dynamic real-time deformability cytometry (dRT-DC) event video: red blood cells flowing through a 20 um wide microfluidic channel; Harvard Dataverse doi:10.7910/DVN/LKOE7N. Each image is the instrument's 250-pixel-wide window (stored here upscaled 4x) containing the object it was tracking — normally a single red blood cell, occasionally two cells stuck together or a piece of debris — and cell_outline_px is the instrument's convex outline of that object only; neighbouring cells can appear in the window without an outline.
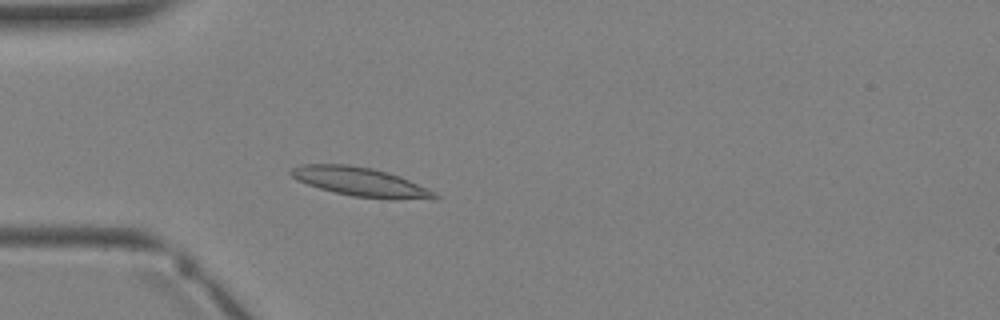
{"species": "Egyptian fruit bat (a non-hibernating species)", "species_latin": "Rousettus aegyptiacus", "temperature_condition": "warm", "stored_images_in_passage": 2, "camera_frame_rate_fps": 3000, "um_per_image_px": 0.085, "animal": {"sex": "female"}, "frame": {"image": 1, "passage_image": 2, "time_ms": 1.333, "image_size_px": [1000, 320], "cell_outline_px": [[440, 196], [436, 200], [392, 200], [352, 196], [320, 188], [296, 180], [288, 172], [292, 168], [300, 164], [348, 164], [372, 168], [388, 172], [400, 176], [436, 192]], "centroid_in_image_um": [30.72, 15.48], "position_along_channel_um": 54.3, "area_um2": 24.62}}